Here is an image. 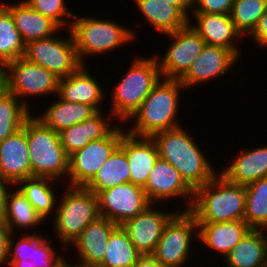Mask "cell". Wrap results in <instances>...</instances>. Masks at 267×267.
<instances>
[{
  "label": "cell",
  "instance_id": "34",
  "mask_svg": "<svg viewBox=\"0 0 267 267\" xmlns=\"http://www.w3.org/2000/svg\"><path fill=\"white\" fill-rule=\"evenodd\" d=\"M32 115L15 95L8 92L0 98V142L20 130Z\"/></svg>",
  "mask_w": 267,
  "mask_h": 267
},
{
  "label": "cell",
  "instance_id": "18",
  "mask_svg": "<svg viewBox=\"0 0 267 267\" xmlns=\"http://www.w3.org/2000/svg\"><path fill=\"white\" fill-rule=\"evenodd\" d=\"M88 64L82 65L74 73L59 80L57 96L63 101L84 103L92 106L96 111H105L104 108L102 109L104 106L102 104L107 98L110 99L109 96L106 97L109 91L104 90V86L97 81L96 77H93L90 68H87Z\"/></svg>",
  "mask_w": 267,
  "mask_h": 267
},
{
  "label": "cell",
  "instance_id": "6",
  "mask_svg": "<svg viewBox=\"0 0 267 267\" xmlns=\"http://www.w3.org/2000/svg\"><path fill=\"white\" fill-rule=\"evenodd\" d=\"M58 198L56 213L50 220L52 236L58 237L59 248L68 250L81 232L99 216L98 197L84 187L65 185ZM61 245V246H60Z\"/></svg>",
  "mask_w": 267,
  "mask_h": 267
},
{
  "label": "cell",
  "instance_id": "19",
  "mask_svg": "<svg viewBox=\"0 0 267 267\" xmlns=\"http://www.w3.org/2000/svg\"><path fill=\"white\" fill-rule=\"evenodd\" d=\"M31 178L26 132L23 128L0 142V180L15 186Z\"/></svg>",
  "mask_w": 267,
  "mask_h": 267
},
{
  "label": "cell",
  "instance_id": "42",
  "mask_svg": "<svg viewBox=\"0 0 267 267\" xmlns=\"http://www.w3.org/2000/svg\"><path fill=\"white\" fill-rule=\"evenodd\" d=\"M10 231L6 225H0V267H7L8 239Z\"/></svg>",
  "mask_w": 267,
  "mask_h": 267
},
{
  "label": "cell",
  "instance_id": "17",
  "mask_svg": "<svg viewBox=\"0 0 267 267\" xmlns=\"http://www.w3.org/2000/svg\"><path fill=\"white\" fill-rule=\"evenodd\" d=\"M188 22L205 41V44L227 48L242 58L239 42L244 37L236 29L230 15L191 13Z\"/></svg>",
  "mask_w": 267,
  "mask_h": 267
},
{
  "label": "cell",
  "instance_id": "8",
  "mask_svg": "<svg viewBox=\"0 0 267 267\" xmlns=\"http://www.w3.org/2000/svg\"><path fill=\"white\" fill-rule=\"evenodd\" d=\"M197 240L195 217L189 211H178L165 225L152 255L163 267H187Z\"/></svg>",
  "mask_w": 267,
  "mask_h": 267
},
{
  "label": "cell",
  "instance_id": "23",
  "mask_svg": "<svg viewBox=\"0 0 267 267\" xmlns=\"http://www.w3.org/2000/svg\"><path fill=\"white\" fill-rule=\"evenodd\" d=\"M229 163L220 166L219 173L229 182L248 185L267 177V144L263 146L239 149Z\"/></svg>",
  "mask_w": 267,
  "mask_h": 267
},
{
  "label": "cell",
  "instance_id": "40",
  "mask_svg": "<svg viewBox=\"0 0 267 267\" xmlns=\"http://www.w3.org/2000/svg\"><path fill=\"white\" fill-rule=\"evenodd\" d=\"M234 0H193L192 13L230 15Z\"/></svg>",
  "mask_w": 267,
  "mask_h": 267
},
{
  "label": "cell",
  "instance_id": "43",
  "mask_svg": "<svg viewBox=\"0 0 267 267\" xmlns=\"http://www.w3.org/2000/svg\"><path fill=\"white\" fill-rule=\"evenodd\" d=\"M12 186L0 180V225H6V196Z\"/></svg>",
  "mask_w": 267,
  "mask_h": 267
},
{
  "label": "cell",
  "instance_id": "5",
  "mask_svg": "<svg viewBox=\"0 0 267 267\" xmlns=\"http://www.w3.org/2000/svg\"><path fill=\"white\" fill-rule=\"evenodd\" d=\"M76 14L69 30L83 65H86L89 56L91 58L95 55H110L109 53L122 48L124 43L128 45L138 39V33L132 30V27L116 23L114 19Z\"/></svg>",
  "mask_w": 267,
  "mask_h": 267
},
{
  "label": "cell",
  "instance_id": "22",
  "mask_svg": "<svg viewBox=\"0 0 267 267\" xmlns=\"http://www.w3.org/2000/svg\"><path fill=\"white\" fill-rule=\"evenodd\" d=\"M116 227L115 223L102 216L91 222L70 246L75 248L77 254L75 261L72 259L73 262L81 265H99L105 257L109 236Z\"/></svg>",
  "mask_w": 267,
  "mask_h": 267
},
{
  "label": "cell",
  "instance_id": "31",
  "mask_svg": "<svg viewBox=\"0 0 267 267\" xmlns=\"http://www.w3.org/2000/svg\"><path fill=\"white\" fill-rule=\"evenodd\" d=\"M127 182H130L128 158L119 145L84 188L98 195L101 191Z\"/></svg>",
  "mask_w": 267,
  "mask_h": 267
},
{
  "label": "cell",
  "instance_id": "16",
  "mask_svg": "<svg viewBox=\"0 0 267 267\" xmlns=\"http://www.w3.org/2000/svg\"><path fill=\"white\" fill-rule=\"evenodd\" d=\"M239 60V57L232 50L206 44L180 82L189 90L191 87L211 83L213 79H220V77H225L228 74L234 77V74H237L233 69Z\"/></svg>",
  "mask_w": 267,
  "mask_h": 267
},
{
  "label": "cell",
  "instance_id": "11",
  "mask_svg": "<svg viewBox=\"0 0 267 267\" xmlns=\"http://www.w3.org/2000/svg\"><path fill=\"white\" fill-rule=\"evenodd\" d=\"M169 37V45L164 55L155 54L159 63L161 77L180 80L202 52L205 41L188 23L175 32L164 34ZM171 43V44H170ZM158 55V56H157Z\"/></svg>",
  "mask_w": 267,
  "mask_h": 267
},
{
  "label": "cell",
  "instance_id": "28",
  "mask_svg": "<svg viewBox=\"0 0 267 267\" xmlns=\"http://www.w3.org/2000/svg\"><path fill=\"white\" fill-rule=\"evenodd\" d=\"M222 261L226 267H267V230L251 229Z\"/></svg>",
  "mask_w": 267,
  "mask_h": 267
},
{
  "label": "cell",
  "instance_id": "9",
  "mask_svg": "<svg viewBox=\"0 0 267 267\" xmlns=\"http://www.w3.org/2000/svg\"><path fill=\"white\" fill-rule=\"evenodd\" d=\"M65 35L61 38L60 35L55 34L27 43L23 57L29 62L51 71L59 79L67 77L83 64L78 58L74 39L69 29Z\"/></svg>",
  "mask_w": 267,
  "mask_h": 267
},
{
  "label": "cell",
  "instance_id": "30",
  "mask_svg": "<svg viewBox=\"0 0 267 267\" xmlns=\"http://www.w3.org/2000/svg\"><path fill=\"white\" fill-rule=\"evenodd\" d=\"M58 182L50 178L31 177L19 181L15 186L25 195L37 213L47 223L46 221L50 222L56 213L60 195L55 192L60 186Z\"/></svg>",
  "mask_w": 267,
  "mask_h": 267
},
{
  "label": "cell",
  "instance_id": "26",
  "mask_svg": "<svg viewBox=\"0 0 267 267\" xmlns=\"http://www.w3.org/2000/svg\"><path fill=\"white\" fill-rule=\"evenodd\" d=\"M55 97L56 101L53 99V102H49L50 105H46V109L43 108V113L35 115L34 111L33 116L57 133L83 122L97 112L88 104L63 101L57 95Z\"/></svg>",
  "mask_w": 267,
  "mask_h": 267
},
{
  "label": "cell",
  "instance_id": "39",
  "mask_svg": "<svg viewBox=\"0 0 267 267\" xmlns=\"http://www.w3.org/2000/svg\"><path fill=\"white\" fill-rule=\"evenodd\" d=\"M16 235L10 234L8 239V262L10 260H32L35 255V233Z\"/></svg>",
  "mask_w": 267,
  "mask_h": 267
},
{
  "label": "cell",
  "instance_id": "35",
  "mask_svg": "<svg viewBox=\"0 0 267 267\" xmlns=\"http://www.w3.org/2000/svg\"><path fill=\"white\" fill-rule=\"evenodd\" d=\"M25 46L10 12L0 3V62L6 64L23 57Z\"/></svg>",
  "mask_w": 267,
  "mask_h": 267
},
{
  "label": "cell",
  "instance_id": "44",
  "mask_svg": "<svg viewBox=\"0 0 267 267\" xmlns=\"http://www.w3.org/2000/svg\"><path fill=\"white\" fill-rule=\"evenodd\" d=\"M133 267H163L153 255H141Z\"/></svg>",
  "mask_w": 267,
  "mask_h": 267
},
{
  "label": "cell",
  "instance_id": "36",
  "mask_svg": "<svg viewBox=\"0 0 267 267\" xmlns=\"http://www.w3.org/2000/svg\"><path fill=\"white\" fill-rule=\"evenodd\" d=\"M267 11V0H234L230 17L236 29L247 38Z\"/></svg>",
  "mask_w": 267,
  "mask_h": 267
},
{
  "label": "cell",
  "instance_id": "25",
  "mask_svg": "<svg viewBox=\"0 0 267 267\" xmlns=\"http://www.w3.org/2000/svg\"><path fill=\"white\" fill-rule=\"evenodd\" d=\"M1 1L0 3L10 12L25 44L51 37L57 33L60 34V31L62 33L66 31L50 18L30 8L23 0H19L17 3L16 1L13 3Z\"/></svg>",
  "mask_w": 267,
  "mask_h": 267
},
{
  "label": "cell",
  "instance_id": "49",
  "mask_svg": "<svg viewBox=\"0 0 267 267\" xmlns=\"http://www.w3.org/2000/svg\"><path fill=\"white\" fill-rule=\"evenodd\" d=\"M82 267H100L98 265H82Z\"/></svg>",
  "mask_w": 267,
  "mask_h": 267
},
{
  "label": "cell",
  "instance_id": "3",
  "mask_svg": "<svg viewBox=\"0 0 267 267\" xmlns=\"http://www.w3.org/2000/svg\"><path fill=\"white\" fill-rule=\"evenodd\" d=\"M245 186L229 182L218 173L193 192L189 212L197 222H230L244 220Z\"/></svg>",
  "mask_w": 267,
  "mask_h": 267
},
{
  "label": "cell",
  "instance_id": "1",
  "mask_svg": "<svg viewBox=\"0 0 267 267\" xmlns=\"http://www.w3.org/2000/svg\"><path fill=\"white\" fill-rule=\"evenodd\" d=\"M182 126L161 131L152 136L159 158L173 165L185 183L194 191L213 179L219 171L210 157L204 155L200 144ZM194 139V140H193Z\"/></svg>",
  "mask_w": 267,
  "mask_h": 267
},
{
  "label": "cell",
  "instance_id": "41",
  "mask_svg": "<svg viewBox=\"0 0 267 267\" xmlns=\"http://www.w3.org/2000/svg\"><path fill=\"white\" fill-rule=\"evenodd\" d=\"M247 38H251L252 42L256 44L255 46H258L257 48L267 49V11L259 19L256 28Z\"/></svg>",
  "mask_w": 267,
  "mask_h": 267
},
{
  "label": "cell",
  "instance_id": "27",
  "mask_svg": "<svg viewBox=\"0 0 267 267\" xmlns=\"http://www.w3.org/2000/svg\"><path fill=\"white\" fill-rule=\"evenodd\" d=\"M44 222L25 195L12 186L6 196V226L10 234L40 233L39 226L46 228Z\"/></svg>",
  "mask_w": 267,
  "mask_h": 267
},
{
  "label": "cell",
  "instance_id": "21",
  "mask_svg": "<svg viewBox=\"0 0 267 267\" xmlns=\"http://www.w3.org/2000/svg\"><path fill=\"white\" fill-rule=\"evenodd\" d=\"M120 146L128 158L130 182L144 188L149 174L159 158L155 141L152 137L134 136L125 132Z\"/></svg>",
  "mask_w": 267,
  "mask_h": 267
},
{
  "label": "cell",
  "instance_id": "13",
  "mask_svg": "<svg viewBox=\"0 0 267 267\" xmlns=\"http://www.w3.org/2000/svg\"><path fill=\"white\" fill-rule=\"evenodd\" d=\"M97 197L100 216L117 226L134 218L151 205L144 189L131 182L101 191Z\"/></svg>",
  "mask_w": 267,
  "mask_h": 267
},
{
  "label": "cell",
  "instance_id": "29",
  "mask_svg": "<svg viewBox=\"0 0 267 267\" xmlns=\"http://www.w3.org/2000/svg\"><path fill=\"white\" fill-rule=\"evenodd\" d=\"M133 1L147 25L158 31L159 35L175 32L189 23V18L177 6L165 0Z\"/></svg>",
  "mask_w": 267,
  "mask_h": 267
},
{
  "label": "cell",
  "instance_id": "4",
  "mask_svg": "<svg viewBox=\"0 0 267 267\" xmlns=\"http://www.w3.org/2000/svg\"><path fill=\"white\" fill-rule=\"evenodd\" d=\"M133 55L130 66L126 69L122 79L113 84L110 109L117 122L124 124L141 106L143 100L150 94L153 87L161 80L159 63L156 55L146 58Z\"/></svg>",
  "mask_w": 267,
  "mask_h": 267
},
{
  "label": "cell",
  "instance_id": "45",
  "mask_svg": "<svg viewBox=\"0 0 267 267\" xmlns=\"http://www.w3.org/2000/svg\"><path fill=\"white\" fill-rule=\"evenodd\" d=\"M171 5L177 6L188 18L193 10V0H165Z\"/></svg>",
  "mask_w": 267,
  "mask_h": 267
},
{
  "label": "cell",
  "instance_id": "14",
  "mask_svg": "<svg viewBox=\"0 0 267 267\" xmlns=\"http://www.w3.org/2000/svg\"><path fill=\"white\" fill-rule=\"evenodd\" d=\"M143 189L151 204L162 205L180 199L185 204L180 211H189L192 205L194 191L181 178L179 171L161 158L156 161Z\"/></svg>",
  "mask_w": 267,
  "mask_h": 267
},
{
  "label": "cell",
  "instance_id": "12",
  "mask_svg": "<svg viewBox=\"0 0 267 267\" xmlns=\"http://www.w3.org/2000/svg\"><path fill=\"white\" fill-rule=\"evenodd\" d=\"M125 126L121 123L108 137L93 140L69 156L67 186L84 187L120 145Z\"/></svg>",
  "mask_w": 267,
  "mask_h": 267
},
{
  "label": "cell",
  "instance_id": "7",
  "mask_svg": "<svg viewBox=\"0 0 267 267\" xmlns=\"http://www.w3.org/2000/svg\"><path fill=\"white\" fill-rule=\"evenodd\" d=\"M27 136L31 177L50 178L67 184L69 156L63 149L59 133L44 126L33 115L22 127Z\"/></svg>",
  "mask_w": 267,
  "mask_h": 267
},
{
  "label": "cell",
  "instance_id": "10",
  "mask_svg": "<svg viewBox=\"0 0 267 267\" xmlns=\"http://www.w3.org/2000/svg\"><path fill=\"white\" fill-rule=\"evenodd\" d=\"M7 68L8 92L15 95L30 110L33 97L58 94L59 78L51 71L26 60L24 57L5 64ZM56 93V94H55ZM51 95V96H50ZM33 96V97H32ZM29 97L30 100H29Z\"/></svg>",
  "mask_w": 267,
  "mask_h": 267
},
{
  "label": "cell",
  "instance_id": "38",
  "mask_svg": "<svg viewBox=\"0 0 267 267\" xmlns=\"http://www.w3.org/2000/svg\"><path fill=\"white\" fill-rule=\"evenodd\" d=\"M44 234L35 233V255L32 258L33 264L35 267H58L64 261L66 255L68 256V253L65 254L66 250H62V253L58 250L56 251V246H54L55 242L50 238L52 234H48L49 238L45 231ZM63 253L65 256H63Z\"/></svg>",
  "mask_w": 267,
  "mask_h": 267
},
{
  "label": "cell",
  "instance_id": "20",
  "mask_svg": "<svg viewBox=\"0 0 267 267\" xmlns=\"http://www.w3.org/2000/svg\"><path fill=\"white\" fill-rule=\"evenodd\" d=\"M108 113L104 114L103 110L97 111L90 118L59 133L61 145L68 156L84 148L93 140L108 137L121 124L115 123L117 120L113 119L115 116Z\"/></svg>",
  "mask_w": 267,
  "mask_h": 267
},
{
  "label": "cell",
  "instance_id": "48",
  "mask_svg": "<svg viewBox=\"0 0 267 267\" xmlns=\"http://www.w3.org/2000/svg\"><path fill=\"white\" fill-rule=\"evenodd\" d=\"M67 259H68V257H66L64 259V261L58 267H82L81 264L75 263L72 260L71 261H69V260L67 261Z\"/></svg>",
  "mask_w": 267,
  "mask_h": 267
},
{
  "label": "cell",
  "instance_id": "46",
  "mask_svg": "<svg viewBox=\"0 0 267 267\" xmlns=\"http://www.w3.org/2000/svg\"><path fill=\"white\" fill-rule=\"evenodd\" d=\"M6 93H8L7 68L4 63L0 62V98Z\"/></svg>",
  "mask_w": 267,
  "mask_h": 267
},
{
  "label": "cell",
  "instance_id": "32",
  "mask_svg": "<svg viewBox=\"0 0 267 267\" xmlns=\"http://www.w3.org/2000/svg\"><path fill=\"white\" fill-rule=\"evenodd\" d=\"M141 254L137 251L121 226H117L109 236L105 257L100 267H133Z\"/></svg>",
  "mask_w": 267,
  "mask_h": 267
},
{
  "label": "cell",
  "instance_id": "15",
  "mask_svg": "<svg viewBox=\"0 0 267 267\" xmlns=\"http://www.w3.org/2000/svg\"><path fill=\"white\" fill-rule=\"evenodd\" d=\"M157 206L161 207L157 208ZM162 207H164L163 204H151L145 211L120 225L141 255L154 253L165 225L180 211L178 206V209L170 210Z\"/></svg>",
  "mask_w": 267,
  "mask_h": 267
},
{
  "label": "cell",
  "instance_id": "24",
  "mask_svg": "<svg viewBox=\"0 0 267 267\" xmlns=\"http://www.w3.org/2000/svg\"><path fill=\"white\" fill-rule=\"evenodd\" d=\"M198 241L202 246L207 247L208 251L213 250L221 256H225L235 247L239 241L252 228L245 220H236L230 222H197ZM218 252V253H217Z\"/></svg>",
  "mask_w": 267,
  "mask_h": 267
},
{
  "label": "cell",
  "instance_id": "37",
  "mask_svg": "<svg viewBox=\"0 0 267 267\" xmlns=\"http://www.w3.org/2000/svg\"><path fill=\"white\" fill-rule=\"evenodd\" d=\"M30 8L54 21L61 29H70L74 19L73 10L65 0H23ZM65 18V19H64ZM72 19V20H71Z\"/></svg>",
  "mask_w": 267,
  "mask_h": 267
},
{
  "label": "cell",
  "instance_id": "47",
  "mask_svg": "<svg viewBox=\"0 0 267 267\" xmlns=\"http://www.w3.org/2000/svg\"><path fill=\"white\" fill-rule=\"evenodd\" d=\"M7 267H35L32 260H10Z\"/></svg>",
  "mask_w": 267,
  "mask_h": 267
},
{
  "label": "cell",
  "instance_id": "2",
  "mask_svg": "<svg viewBox=\"0 0 267 267\" xmlns=\"http://www.w3.org/2000/svg\"><path fill=\"white\" fill-rule=\"evenodd\" d=\"M181 91H186V88L180 80L161 78L141 106L124 123L126 132L134 136L152 137L158 132L181 127L182 123L177 120L180 119L177 117L182 108L179 104Z\"/></svg>",
  "mask_w": 267,
  "mask_h": 267
},
{
  "label": "cell",
  "instance_id": "33",
  "mask_svg": "<svg viewBox=\"0 0 267 267\" xmlns=\"http://www.w3.org/2000/svg\"><path fill=\"white\" fill-rule=\"evenodd\" d=\"M244 220L252 229L267 230V177L245 186Z\"/></svg>",
  "mask_w": 267,
  "mask_h": 267
}]
</instances>
